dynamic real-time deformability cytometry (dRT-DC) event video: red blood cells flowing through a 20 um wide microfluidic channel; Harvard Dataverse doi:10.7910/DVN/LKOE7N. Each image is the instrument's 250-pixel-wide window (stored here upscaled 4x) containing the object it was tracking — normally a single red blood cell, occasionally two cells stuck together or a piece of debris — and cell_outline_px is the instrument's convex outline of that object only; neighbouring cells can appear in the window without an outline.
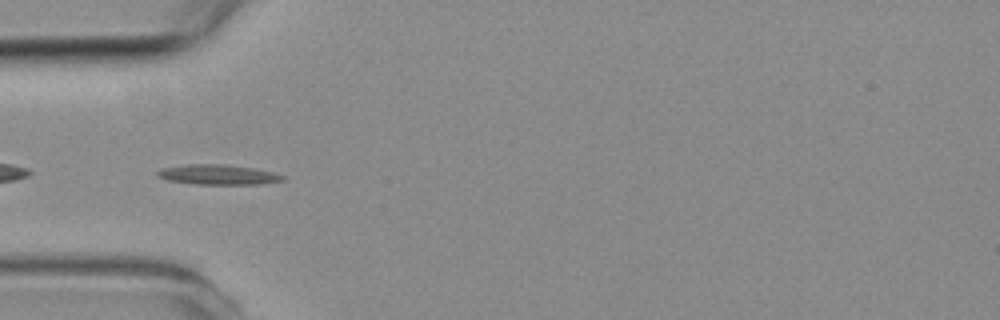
{"species": "common noctule bat (a hibernating species)", "species_latin": "Nyctalus noctula", "temperature_condition": "room temperature", "stored_images_in_passage": 6, "camera_frame_rate_fps": 3000, "um_per_image_px": 0.085, "animal": {"sex": "female", "body_mass_g": 19.3, "forearm_length_mm": 54.1}, "frame": {"image": 1, "passage_image": 4, "time_ms": 3.333, "image_size_px": [1000, 320], "cell_outline_px": [[284, 180], [260, 184], [192, 184], [168, 180], [156, 176], [156, 172], [164, 168], [188, 164], [224, 164], [252, 168], [272, 172], [284, 176]], "centroid_in_image_um": [18.5, 14.85], "position_along_channel_um": 66.5, "area_um2": 14.45}}
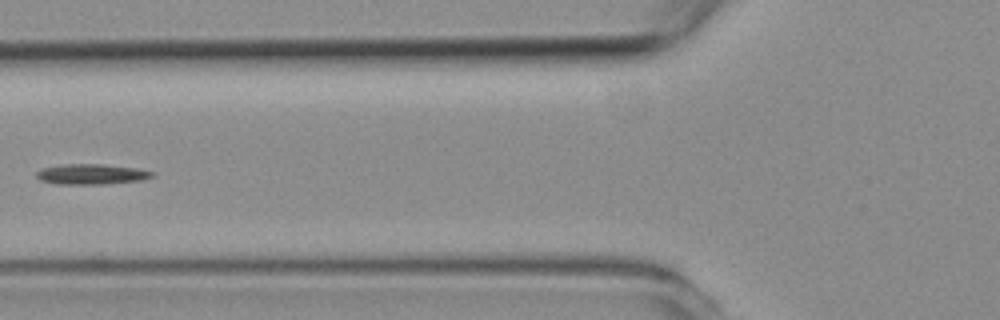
{"frame": {"image": 2, "passage_image": 5, "time_ms": 4.667, "image_size_px": [1000, 320], "cell_outline_px": [[156, 172], [152, 176], [144, 180], [104, 184], [56, 184], [40, 180], [36, 176], [36, 172], [40, 168], [60, 164], [104, 164], [140, 168]], "centroid_in_image_um": [7.78, 14.8], "position_along_channel_um": 118.0, "area_um2": 14.05}}
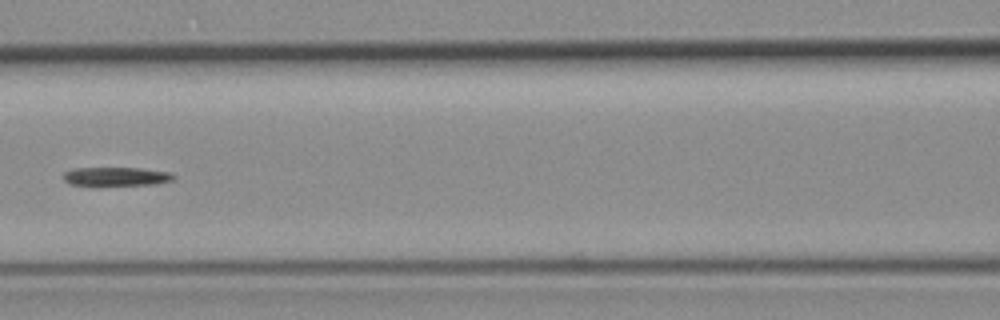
{"frame": {"image": 3, "passage_image": 6, "time_ms": 5.667, "image_size_px": [1000, 320], "cell_outline_px": [[176, 176], [172, 180], [156, 184], [100, 188], [68, 184], [64, 180], [64, 172], [72, 168], [140, 168], [168, 172]], "centroid_in_image_um": [9.8, 15.05], "position_along_channel_um": 156.8, "area_um2": 12.89}}